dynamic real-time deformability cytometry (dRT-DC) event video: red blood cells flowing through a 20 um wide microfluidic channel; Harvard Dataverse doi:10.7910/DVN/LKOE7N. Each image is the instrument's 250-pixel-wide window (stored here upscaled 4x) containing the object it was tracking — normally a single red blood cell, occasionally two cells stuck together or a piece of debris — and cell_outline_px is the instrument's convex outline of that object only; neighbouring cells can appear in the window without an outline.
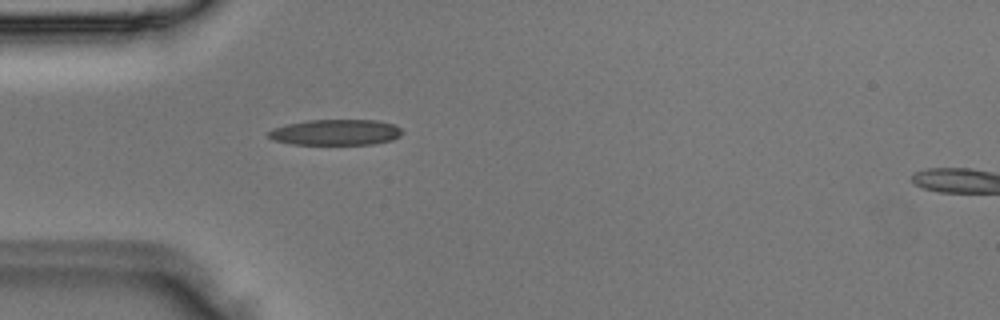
{"species": "Egyptian fruit bat (a non-hibernating species)", "species_latin": "Rousettus aegyptiacus", "temperature_condition": "room temperature", "stored_images_in_passage": 3, "camera_frame_rate_fps": 3000, "um_per_image_px": 0.085, "animal": {"sex": "male"}, "frame": {"image": 1, "passage_image": 2, "time_ms": 0.333, "image_size_px": [1000, 320], "cell_outline_px": [[404, 132], [400, 136], [392, 140], [372, 144], [292, 144], [272, 140], [268, 136], [268, 132], [272, 128], [288, 124], [308, 120], [376, 120], [392, 124], [400, 128]], "centroid_in_image_um": [28.53, 11.25], "position_along_channel_um": 56.5, "area_um2": 20.06}}